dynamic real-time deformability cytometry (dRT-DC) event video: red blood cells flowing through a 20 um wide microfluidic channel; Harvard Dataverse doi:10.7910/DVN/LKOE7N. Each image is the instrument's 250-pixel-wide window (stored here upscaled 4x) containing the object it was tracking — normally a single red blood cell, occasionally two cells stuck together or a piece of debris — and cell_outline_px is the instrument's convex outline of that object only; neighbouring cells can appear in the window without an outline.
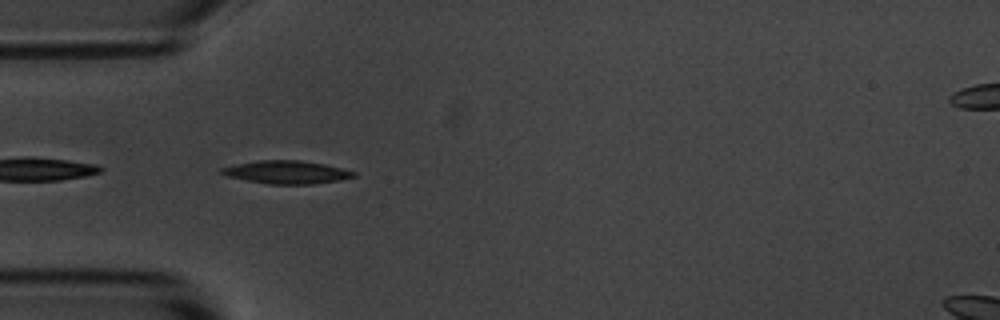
{"species": "common noctule bat (a hibernating species)", "species_latin": "Nyctalus noctula", "temperature_condition": "room temperature", "stored_images_in_passage": 5, "camera_frame_rate_fps": 3000, "um_per_image_px": 0.085, "animal": {"sex": "male", "body_mass_g": 20.1, "forearm_length_mm": 53.5}, "frame": {"image": 1, "passage_image": 2, "time_ms": 0.333, "image_size_px": [1000, 320], "cell_outline_px": [[356, 176], [336, 180], [312, 184], [268, 184], [228, 176], [220, 172], [220, 168], [236, 164], [260, 160], [300, 160], [324, 164], [356, 172]], "centroid_in_image_um": [24.35, 14.63], "position_along_channel_um": 60.7, "area_um2": 17.4}}